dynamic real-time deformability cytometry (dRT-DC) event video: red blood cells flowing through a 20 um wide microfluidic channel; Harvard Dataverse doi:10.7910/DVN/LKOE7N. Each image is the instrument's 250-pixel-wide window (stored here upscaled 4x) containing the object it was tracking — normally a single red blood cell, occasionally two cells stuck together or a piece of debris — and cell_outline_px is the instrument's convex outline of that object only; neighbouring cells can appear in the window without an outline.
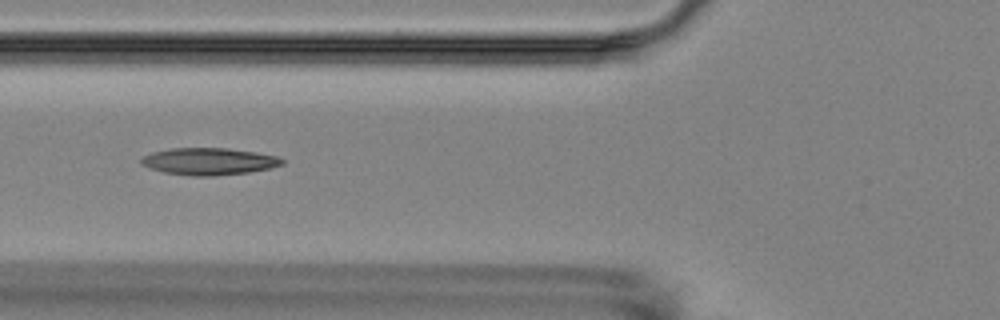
{"species": "Egyptian fruit bat (a non-hibernating species)", "species_latin": "Rousettus aegyptiacus", "temperature_condition": "room temperature", "stored_images_in_passage": 8, "camera_frame_rate_fps": 3000, "um_per_image_px": 0.085, "animal": {"sex": "female"}, "frame": {"image": 1, "passage_image": 6, "time_ms": 5.667, "image_size_px": [1000, 320], "cell_outline_px": [[284, 164], [272, 168], [248, 172], [212, 176], [192, 176], [164, 172], [140, 164], [140, 160], [144, 156], [152, 152], [168, 148], [228, 148], [256, 152], [276, 156], [284, 160]], "centroid_in_image_um": [17.77, 13.71], "position_along_channel_um": 108.0, "area_um2": 22.2}}
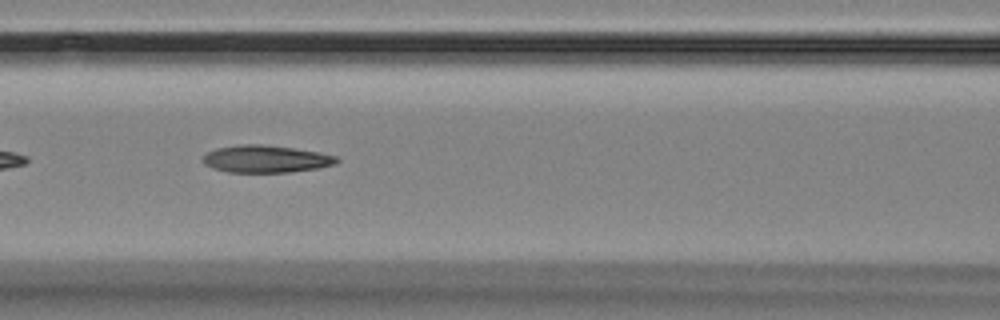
{"frame": {"image": 2, "passage_image": 7, "time_ms": 6.667, "image_size_px": [1000, 320], "cell_outline_px": [[340, 160], [336, 164], [320, 168], [288, 172], [228, 172], [212, 168], [204, 164], [204, 156], [208, 152], [216, 148], [240, 144], [260, 144], [292, 148], [320, 152], [336, 156]], "centroid_in_image_um": [22.63, 13.51], "position_along_channel_um": 144.0, "area_um2": 21.27}}
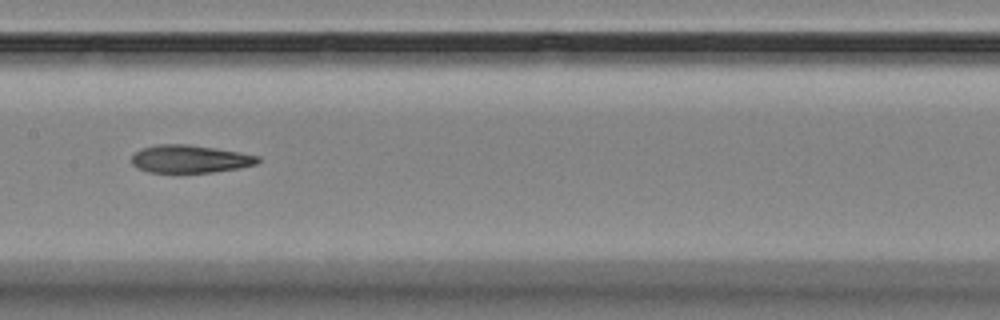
{"frame": {"image": 3, "passage_image": 8, "time_ms": 8.0, "image_size_px": [1000, 320], "cell_outline_px": [[260, 160], [256, 164], [240, 168], [212, 172], [148, 172], [136, 168], [132, 164], [132, 156], [140, 148], [156, 144], [188, 144], [216, 148], [240, 152], [260, 156]], "centroid_in_image_um": [16.14, 13.5], "position_along_channel_um": 191.3, "area_um2": 20.58}}